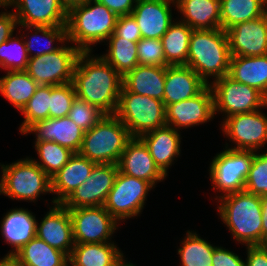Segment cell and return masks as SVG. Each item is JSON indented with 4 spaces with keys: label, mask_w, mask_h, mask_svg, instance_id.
I'll list each match as a JSON object with an SVG mask.
<instances>
[{
    "label": "cell",
    "mask_w": 267,
    "mask_h": 266,
    "mask_svg": "<svg viewBox=\"0 0 267 266\" xmlns=\"http://www.w3.org/2000/svg\"><path fill=\"white\" fill-rule=\"evenodd\" d=\"M166 67L138 64L123 76V87L135 94L164 99Z\"/></svg>",
    "instance_id": "cell-25"
},
{
    "label": "cell",
    "mask_w": 267,
    "mask_h": 266,
    "mask_svg": "<svg viewBox=\"0 0 267 266\" xmlns=\"http://www.w3.org/2000/svg\"><path fill=\"white\" fill-rule=\"evenodd\" d=\"M75 244L108 243L117 228V220L104 206L68 209Z\"/></svg>",
    "instance_id": "cell-12"
},
{
    "label": "cell",
    "mask_w": 267,
    "mask_h": 266,
    "mask_svg": "<svg viewBox=\"0 0 267 266\" xmlns=\"http://www.w3.org/2000/svg\"><path fill=\"white\" fill-rule=\"evenodd\" d=\"M211 84L214 114L221 111L227 114V118L267 106V97L263 93L254 87L234 81L228 75L214 80Z\"/></svg>",
    "instance_id": "cell-8"
},
{
    "label": "cell",
    "mask_w": 267,
    "mask_h": 266,
    "mask_svg": "<svg viewBox=\"0 0 267 266\" xmlns=\"http://www.w3.org/2000/svg\"><path fill=\"white\" fill-rule=\"evenodd\" d=\"M147 146L159 169L167 175L168 167L180 154V134L173 127L165 125L139 137Z\"/></svg>",
    "instance_id": "cell-24"
},
{
    "label": "cell",
    "mask_w": 267,
    "mask_h": 266,
    "mask_svg": "<svg viewBox=\"0 0 267 266\" xmlns=\"http://www.w3.org/2000/svg\"><path fill=\"white\" fill-rule=\"evenodd\" d=\"M40 223L36 236L70 256L75 243L68 209L62 203H55Z\"/></svg>",
    "instance_id": "cell-19"
},
{
    "label": "cell",
    "mask_w": 267,
    "mask_h": 266,
    "mask_svg": "<svg viewBox=\"0 0 267 266\" xmlns=\"http://www.w3.org/2000/svg\"><path fill=\"white\" fill-rule=\"evenodd\" d=\"M193 29L186 23H172L161 41L165 60L169 65H186L190 36Z\"/></svg>",
    "instance_id": "cell-33"
},
{
    "label": "cell",
    "mask_w": 267,
    "mask_h": 266,
    "mask_svg": "<svg viewBox=\"0 0 267 266\" xmlns=\"http://www.w3.org/2000/svg\"><path fill=\"white\" fill-rule=\"evenodd\" d=\"M118 171L117 164H96L90 177L62 204L67 209L104 206Z\"/></svg>",
    "instance_id": "cell-13"
},
{
    "label": "cell",
    "mask_w": 267,
    "mask_h": 266,
    "mask_svg": "<svg viewBox=\"0 0 267 266\" xmlns=\"http://www.w3.org/2000/svg\"><path fill=\"white\" fill-rule=\"evenodd\" d=\"M78 55L72 83L76 96L97 106L106 115L116 113L123 77L102 57Z\"/></svg>",
    "instance_id": "cell-1"
},
{
    "label": "cell",
    "mask_w": 267,
    "mask_h": 266,
    "mask_svg": "<svg viewBox=\"0 0 267 266\" xmlns=\"http://www.w3.org/2000/svg\"><path fill=\"white\" fill-rule=\"evenodd\" d=\"M1 166L0 194L34 202L40 194L52 192L51 178L31 158Z\"/></svg>",
    "instance_id": "cell-7"
},
{
    "label": "cell",
    "mask_w": 267,
    "mask_h": 266,
    "mask_svg": "<svg viewBox=\"0 0 267 266\" xmlns=\"http://www.w3.org/2000/svg\"><path fill=\"white\" fill-rule=\"evenodd\" d=\"M226 148L214 157L209 170L214 189H219L224 195L244 190L254 158L252 150Z\"/></svg>",
    "instance_id": "cell-10"
},
{
    "label": "cell",
    "mask_w": 267,
    "mask_h": 266,
    "mask_svg": "<svg viewBox=\"0 0 267 266\" xmlns=\"http://www.w3.org/2000/svg\"><path fill=\"white\" fill-rule=\"evenodd\" d=\"M100 4L105 5L117 16L130 15L134 10L137 0H96Z\"/></svg>",
    "instance_id": "cell-47"
},
{
    "label": "cell",
    "mask_w": 267,
    "mask_h": 266,
    "mask_svg": "<svg viewBox=\"0 0 267 266\" xmlns=\"http://www.w3.org/2000/svg\"><path fill=\"white\" fill-rule=\"evenodd\" d=\"M37 154L42 162L33 160L50 178L54 176L74 154L70 149L54 141L36 142Z\"/></svg>",
    "instance_id": "cell-36"
},
{
    "label": "cell",
    "mask_w": 267,
    "mask_h": 266,
    "mask_svg": "<svg viewBox=\"0 0 267 266\" xmlns=\"http://www.w3.org/2000/svg\"><path fill=\"white\" fill-rule=\"evenodd\" d=\"M267 0H220L221 29L260 18L266 12Z\"/></svg>",
    "instance_id": "cell-31"
},
{
    "label": "cell",
    "mask_w": 267,
    "mask_h": 266,
    "mask_svg": "<svg viewBox=\"0 0 267 266\" xmlns=\"http://www.w3.org/2000/svg\"><path fill=\"white\" fill-rule=\"evenodd\" d=\"M221 197V198H220ZM221 220L234 239L246 246L262 245V206L260 196L245 190L220 196Z\"/></svg>",
    "instance_id": "cell-3"
},
{
    "label": "cell",
    "mask_w": 267,
    "mask_h": 266,
    "mask_svg": "<svg viewBox=\"0 0 267 266\" xmlns=\"http://www.w3.org/2000/svg\"><path fill=\"white\" fill-rule=\"evenodd\" d=\"M177 9L193 30L221 28L220 0H175Z\"/></svg>",
    "instance_id": "cell-27"
},
{
    "label": "cell",
    "mask_w": 267,
    "mask_h": 266,
    "mask_svg": "<svg viewBox=\"0 0 267 266\" xmlns=\"http://www.w3.org/2000/svg\"><path fill=\"white\" fill-rule=\"evenodd\" d=\"M127 127L114 115H105L86 131L79 153L96 164H118L127 142Z\"/></svg>",
    "instance_id": "cell-5"
},
{
    "label": "cell",
    "mask_w": 267,
    "mask_h": 266,
    "mask_svg": "<svg viewBox=\"0 0 267 266\" xmlns=\"http://www.w3.org/2000/svg\"><path fill=\"white\" fill-rule=\"evenodd\" d=\"M153 185L118 171L114 185L108 193L104 208L117 221L137 216L144 208L149 189Z\"/></svg>",
    "instance_id": "cell-11"
},
{
    "label": "cell",
    "mask_w": 267,
    "mask_h": 266,
    "mask_svg": "<svg viewBox=\"0 0 267 266\" xmlns=\"http://www.w3.org/2000/svg\"><path fill=\"white\" fill-rule=\"evenodd\" d=\"M15 6L18 26H66L68 6L64 0H9L6 6Z\"/></svg>",
    "instance_id": "cell-14"
},
{
    "label": "cell",
    "mask_w": 267,
    "mask_h": 266,
    "mask_svg": "<svg viewBox=\"0 0 267 266\" xmlns=\"http://www.w3.org/2000/svg\"><path fill=\"white\" fill-rule=\"evenodd\" d=\"M175 0H137L131 15L142 38L161 39L173 23L170 3Z\"/></svg>",
    "instance_id": "cell-20"
},
{
    "label": "cell",
    "mask_w": 267,
    "mask_h": 266,
    "mask_svg": "<svg viewBox=\"0 0 267 266\" xmlns=\"http://www.w3.org/2000/svg\"><path fill=\"white\" fill-rule=\"evenodd\" d=\"M76 46H61L58 50L30 57L26 72L38 85H63L71 83L78 55Z\"/></svg>",
    "instance_id": "cell-9"
},
{
    "label": "cell",
    "mask_w": 267,
    "mask_h": 266,
    "mask_svg": "<svg viewBox=\"0 0 267 266\" xmlns=\"http://www.w3.org/2000/svg\"><path fill=\"white\" fill-rule=\"evenodd\" d=\"M114 33L131 42H138L142 38L141 30L131 14L118 16Z\"/></svg>",
    "instance_id": "cell-44"
},
{
    "label": "cell",
    "mask_w": 267,
    "mask_h": 266,
    "mask_svg": "<svg viewBox=\"0 0 267 266\" xmlns=\"http://www.w3.org/2000/svg\"><path fill=\"white\" fill-rule=\"evenodd\" d=\"M34 31H36L34 33L33 38L31 36V39L28 41H24L25 42V46H26V50L28 52L29 57H36V56H41L44 54H48L51 52H54L56 50H58L60 47H52V43L55 42V40L59 41L60 43H65L69 42L67 40V28L66 26H47V27H34ZM38 33L42 34L43 38H47L48 40V46L47 44L45 46V48H42V50H37V52H35V54H32V50H34L35 45H38L40 42V39L37 37ZM36 51V50H35Z\"/></svg>",
    "instance_id": "cell-39"
},
{
    "label": "cell",
    "mask_w": 267,
    "mask_h": 266,
    "mask_svg": "<svg viewBox=\"0 0 267 266\" xmlns=\"http://www.w3.org/2000/svg\"><path fill=\"white\" fill-rule=\"evenodd\" d=\"M212 266H245V262L237 254L223 249V247H215Z\"/></svg>",
    "instance_id": "cell-45"
},
{
    "label": "cell",
    "mask_w": 267,
    "mask_h": 266,
    "mask_svg": "<svg viewBox=\"0 0 267 266\" xmlns=\"http://www.w3.org/2000/svg\"><path fill=\"white\" fill-rule=\"evenodd\" d=\"M30 57L25 42L11 36L0 44V66L7 71H25Z\"/></svg>",
    "instance_id": "cell-38"
},
{
    "label": "cell",
    "mask_w": 267,
    "mask_h": 266,
    "mask_svg": "<svg viewBox=\"0 0 267 266\" xmlns=\"http://www.w3.org/2000/svg\"><path fill=\"white\" fill-rule=\"evenodd\" d=\"M262 206V245L267 244V195L260 197Z\"/></svg>",
    "instance_id": "cell-49"
},
{
    "label": "cell",
    "mask_w": 267,
    "mask_h": 266,
    "mask_svg": "<svg viewBox=\"0 0 267 266\" xmlns=\"http://www.w3.org/2000/svg\"><path fill=\"white\" fill-rule=\"evenodd\" d=\"M207 85L189 66L169 65L166 67L164 105L166 107L169 104L195 97Z\"/></svg>",
    "instance_id": "cell-22"
},
{
    "label": "cell",
    "mask_w": 267,
    "mask_h": 266,
    "mask_svg": "<svg viewBox=\"0 0 267 266\" xmlns=\"http://www.w3.org/2000/svg\"><path fill=\"white\" fill-rule=\"evenodd\" d=\"M244 190L260 197L267 195V152L257 154L254 151Z\"/></svg>",
    "instance_id": "cell-40"
},
{
    "label": "cell",
    "mask_w": 267,
    "mask_h": 266,
    "mask_svg": "<svg viewBox=\"0 0 267 266\" xmlns=\"http://www.w3.org/2000/svg\"><path fill=\"white\" fill-rule=\"evenodd\" d=\"M115 115L127 127L131 137H140L167 125L163 101L131 93L123 86Z\"/></svg>",
    "instance_id": "cell-6"
},
{
    "label": "cell",
    "mask_w": 267,
    "mask_h": 266,
    "mask_svg": "<svg viewBox=\"0 0 267 266\" xmlns=\"http://www.w3.org/2000/svg\"><path fill=\"white\" fill-rule=\"evenodd\" d=\"M123 253L114 243L74 244L69 263L72 266H118Z\"/></svg>",
    "instance_id": "cell-29"
},
{
    "label": "cell",
    "mask_w": 267,
    "mask_h": 266,
    "mask_svg": "<svg viewBox=\"0 0 267 266\" xmlns=\"http://www.w3.org/2000/svg\"><path fill=\"white\" fill-rule=\"evenodd\" d=\"M182 247L178 249L182 266H212L215 246L201 239L196 233L187 232Z\"/></svg>",
    "instance_id": "cell-35"
},
{
    "label": "cell",
    "mask_w": 267,
    "mask_h": 266,
    "mask_svg": "<svg viewBox=\"0 0 267 266\" xmlns=\"http://www.w3.org/2000/svg\"><path fill=\"white\" fill-rule=\"evenodd\" d=\"M245 266H267V244L247 246Z\"/></svg>",
    "instance_id": "cell-46"
},
{
    "label": "cell",
    "mask_w": 267,
    "mask_h": 266,
    "mask_svg": "<svg viewBox=\"0 0 267 266\" xmlns=\"http://www.w3.org/2000/svg\"><path fill=\"white\" fill-rule=\"evenodd\" d=\"M230 59L226 31L221 28L192 31L186 65L207 84L209 76L216 80L228 75Z\"/></svg>",
    "instance_id": "cell-4"
},
{
    "label": "cell",
    "mask_w": 267,
    "mask_h": 266,
    "mask_svg": "<svg viewBox=\"0 0 267 266\" xmlns=\"http://www.w3.org/2000/svg\"><path fill=\"white\" fill-rule=\"evenodd\" d=\"M106 114L97 106H93L76 96L68 117L85 132L96 125Z\"/></svg>",
    "instance_id": "cell-41"
},
{
    "label": "cell",
    "mask_w": 267,
    "mask_h": 266,
    "mask_svg": "<svg viewBox=\"0 0 267 266\" xmlns=\"http://www.w3.org/2000/svg\"><path fill=\"white\" fill-rule=\"evenodd\" d=\"M13 257L22 266H68L69 256L51 247L37 236L25 244Z\"/></svg>",
    "instance_id": "cell-30"
},
{
    "label": "cell",
    "mask_w": 267,
    "mask_h": 266,
    "mask_svg": "<svg viewBox=\"0 0 267 266\" xmlns=\"http://www.w3.org/2000/svg\"><path fill=\"white\" fill-rule=\"evenodd\" d=\"M37 232L35 216L22 208L10 210L1 222V234L5 242L11 244L12 250L7 256L16 254L25 244L29 243Z\"/></svg>",
    "instance_id": "cell-26"
},
{
    "label": "cell",
    "mask_w": 267,
    "mask_h": 266,
    "mask_svg": "<svg viewBox=\"0 0 267 266\" xmlns=\"http://www.w3.org/2000/svg\"><path fill=\"white\" fill-rule=\"evenodd\" d=\"M51 85H39L34 95L29 99L20 111L25 119L20 126L21 133L26 131L35 123L49 118Z\"/></svg>",
    "instance_id": "cell-37"
},
{
    "label": "cell",
    "mask_w": 267,
    "mask_h": 266,
    "mask_svg": "<svg viewBox=\"0 0 267 266\" xmlns=\"http://www.w3.org/2000/svg\"><path fill=\"white\" fill-rule=\"evenodd\" d=\"M231 56L267 55V12L226 30Z\"/></svg>",
    "instance_id": "cell-17"
},
{
    "label": "cell",
    "mask_w": 267,
    "mask_h": 266,
    "mask_svg": "<svg viewBox=\"0 0 267 266\" xmlns=\"http://www.w3.org/2000/svg\"><path fill=\"white\" fill-rule=\"evenodd\" d=\"M34 132L35 142L54 141L74 153H79L85 131L78 127L68 116L61 118H47L35 123L25 134Z\"/></svg>",
    "instance_id": "cell-21"
},
{
    "label": "cell",
    "mask_w": 267,
    "mask_h": 266,
    "mask_svg": "<svg viewBox=\"0 0 267 266\" xmlns=\"http://www.w3.org/2000/svg\"><path fill=\"white\" fill-rule=\"evenodd\" d=\"M223 132L237 145L235 150H258L267 143V116L261 111L231 115L224 119Z\"/></svg>",
    "instance_id": "cell-15"
},
{
    "label": "cell",
    "mask_w": 267,
    "mask_h": 266,
    "mask_svg": "<svg viewBox=\"0 0 267 266\" xmlns=\"http://www.w3.org/2000/svg\"><path fill=\"white\" fill-rule=\"evenodd\" d=\"M118 266H135V265H133L132 263H126V262H124V261H122Z\"/></svg>",
    "instance_id": "cell-52"
},
{
    "label": "cell",
    "mask_w": 267,
    "mask_h": 266,
    "mask_svg": "<svg viewBox=\"0 0 267 266\" xmlns=\"http://www.w3.org/2000/svg\"><path fill=\"white\" fill-rule=\"evenodd\" d=\"M38 86L26 71H8L0 78V93L20 111Z\"/></svg>",
    "instance_id": "cell-32"
},
{
    "label": "cell",
    "mask_w": 267,
    "mask_h": 266,
    "mask_svg": "<svg viewBox=\"0 0 267 266\" xmlns=\"http://www.w3.org/2000/svg\"><path fill=\"white\" fill-rule=\"evenodd\" d=\"M64 1L67 4V6H70L74 3L84 2V1H88V0H64Z\"/></svg>",
    "instance_id": "cell-51"
},
{
    "label": "cell",
    "mask_w": 267,
    "mask_h": 266,
    "mask_svg": "<svg viewBox=\"0 0 267 266\" xmlns=\"http://www.w3.org/2000/svg\"><path fill=\"white\" fill-rule=\"evenodd\" d=\"M119 171L137 179L146 180L153 186L166 175L151 157L147 146L139 137H132L126 144L118 162Z\"/></svg>",
    "instance_id": "cell-18"
},
{
    "label": "cell",
    "mask_w": 267,
    "mask_h": 266,
    "mask_svg": "<svg viewBox=\"0 0 267 266\" xmlns=\"http://www.w3.org/2000/svg\"><path fill=\"white\" fill-rule=\"evenodd\" d=\"M214 117V96L210 84L190 99L166 106V124L175 130L205 123Z\"/></svg>",
    "instance_id": "cell-16"
},
{
    "label": "cell",
    "mask_w": 267,
    "mask_h": 266,
    "mask_svg": "<svg viewBox=\"0 0 267 266\" xmlns=\"http://www.w3.org/2000/svg\"><path fill=\"white\" fill-rule=\"evenodd\" d=\"M16 25L18 22L14 13L3 12L0 14V44L13 35Z\"/></svg>",
    "instance_id": "cell-48"
},
{
    "label": "cell",
    "mask_w": 267,
    "mask_h": 266,
    "mask_svg": "<svg viewBox=\"0 0 267 266\" xmlns=\"http://www.w3.org/2000/svg\"><path fill=\"white\" fill-rule=\"evenodd\" d=\"M75 98L76 93L72 82L57 86L51 85L49 118L68 116Z\"/></svg>",
    "instance_id": "cell-42"
},
{
    "label": "cell",
    "mask_w": 267,
    "mask_h": 266,
    "mask_svg": "<svg viewBox=\"0 0 267 266\" xmlns=\"http://www.w3.org/2000/svg\"><path fill=\"white\" fill-rule=\"evenodd\" d=\"M95 165V162L80 153H74L69 161L51 177V191L58 195L53 199V204L63 203L78 186L90 177Z\"/></svg>",
    "instance_id": "cell-23"
},
{
    "label": "cell",
    "mask_w": 267,
    "mask_h": 266,
    "mask_svg": "<svg viewBox=\"0 0 267 266\" xmlns=\"http://www.w3.org/2000/svg\"><path fill=\"white\" fill-rule=\"evenodd\" d=\"M0 266H22L13 256H5L0 261Z\"/></svg>",
    "instance_id": "cell-50"
},
{
    "label": "cell",
    "mask_w": 267,
    "mask_h": 266,
    "mask_svg": "<svg viewBox=\"0 0 267 266\" xmlns=\"http://www.w3.org/2000/svg\"><path fill=\"white\" fill-rule=\"evenodd\" d=\"M138 64L167 67L161 39L141 38L137 42Z\"/></svg>",
    "instance_id": "cell-43"
},
{
    "label": "cell",
    "mask_w": 267,
    "mask_h": 266,
    "mask_svg": "<svg viewBox=\"0 0 267 266\" xmlns=\"http://www.w3.org/2000/svg\"><path fill=\"white\" fill-rule=\"evenodd\" d=\"M9 0H0V6L6 5Z\"/></svg>",
    "instance_id": "cell-53"
},
{
    "label": "cell",
    "mask_w": 267,
    "mask_h": 266,
    "mask_svg": "<svg viewBox=\"0 0 267 266\" xmlns=\"http://www.w3.org/2000/svg\"><path fill=\"white\" fill-rule=\"evenodd\" d=\"M228 76L267 97V55L231 56Z\"/></svg>",
    "instance_id": "cell-28"
},
{
    "label": "cell",
    "mask_w": 267,
    "mask_h": 266,
    "mask_svg": "<svg viewBox=\"0 0 267 266\" xmlns=\"http://www.w3.org/2000/svg\"><path fill=\"white\" fill-rule=\"evenodd\" d=\"M117 19L116 14L96 0L74 3L68 6L67 40L76 43L81 52H91L92 44L107 41L114 33Z\"/></svg>",
    "instance_id": "cell-2"
},
{
    "label": "cell",
    "mask_w": 267,
    "mask_h": 266,
    "mask_svg": "<svg viewBox=\"0 0 267 266\" xmlns=\"http://www.w3.org/2000/svg\"><path fill=\"white\" fill-rule=\"evenodd\" d=\"M107 40L108 53L102 57L123 77L138 65L137 42L118 37L115 33Z\"/></svg>",
    "instance_id": "cell-34"
}]
</instances>
